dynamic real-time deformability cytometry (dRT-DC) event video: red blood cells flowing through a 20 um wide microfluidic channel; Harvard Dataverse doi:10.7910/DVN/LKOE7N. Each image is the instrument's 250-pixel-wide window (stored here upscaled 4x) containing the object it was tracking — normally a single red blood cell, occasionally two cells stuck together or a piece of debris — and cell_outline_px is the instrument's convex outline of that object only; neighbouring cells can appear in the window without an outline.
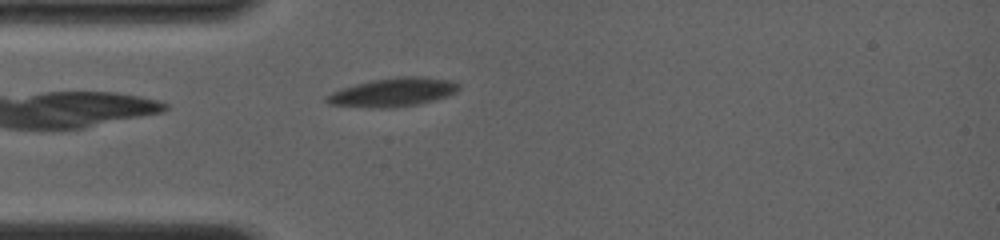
{"species": "common noctule bat (a hibernating species)", "species_latin": "Nyctalus noctula", "temperature_condition": "room temperature", "stored_images_in_passage": 43, "camera_frame_rate_fps": 4000, "um_per_image_px": 0.085, "animal": {"sex": "female", "body_mass_g": 19.0, "forearm_length_mm": 56.7}, "frame": {"image": 1, "passage_image": 1, "time_ms": 0.0, "image_size_px": [1000, 240], "cell_outline_px": [[460, 88], [456, 92], [448, 96], [416, 104], [392, 108], [372, 108], [328, 104], [324, 100], [324, 96], [340, 88], [372, 80], [396, 76], [424, 76], [452, 80], [460, 84]], "centroid_in_image_um": [33.4, 7.83], "position_along_channel_um": 51.6, "area_um2": 22.31}}
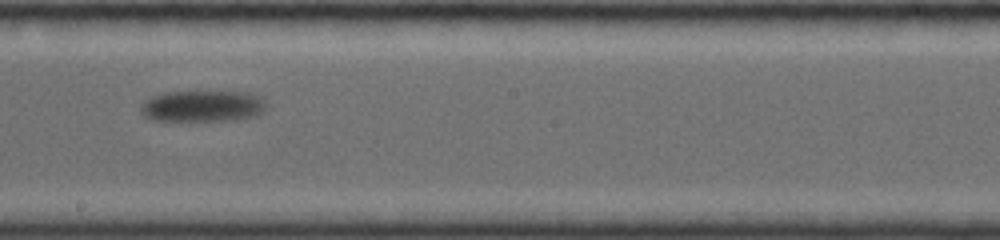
{"frame": {"image": 2, "passage_image": 22, "time_ms": 5.25, "image_size_px": [1000, 240], "cell_outline_px": [[268, 104], [264, 112], [256, 116], [236, 120], [152, 120], [144, 116], [140, 112], [140, 104], [144, 100], [164, 92], [244, 92], [260, 96]], "centroid_in_image_um": [17.24, 9.02], "position_along_channel_um": 231.0, "area_um2": 23.06}}
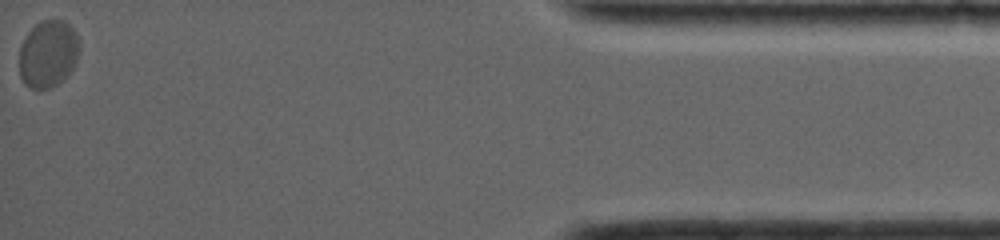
{"frame": {"image": 3, "passage_image": 43, "time_ms": 13.0, "image_size_px": [1000, 240], "cell_outline_px": [[80, 52], [76, 64], [56, 84], [48, 88], [28, 88], [24, 84], [20, 76], [20, 48], [28, 32], [40, 20], [60, 20], [68, 24], [76, 32], [80, 40]], "centroid_in_image_um": [4.11, 4.56], "position_along_channel_um": 431.1, "area_um2": 23.47}, "authors_computed_cell_mechanics": {"area_um2": 22.9466, "velocity_mm_per_s": 3.53, "shape_relaxation_time_tau1_ms": 10.715, "shape_relaxation_time_tau2_ms": null, "deformation_change_tau1": 0.1067, "deformation_change_tau2": null}}